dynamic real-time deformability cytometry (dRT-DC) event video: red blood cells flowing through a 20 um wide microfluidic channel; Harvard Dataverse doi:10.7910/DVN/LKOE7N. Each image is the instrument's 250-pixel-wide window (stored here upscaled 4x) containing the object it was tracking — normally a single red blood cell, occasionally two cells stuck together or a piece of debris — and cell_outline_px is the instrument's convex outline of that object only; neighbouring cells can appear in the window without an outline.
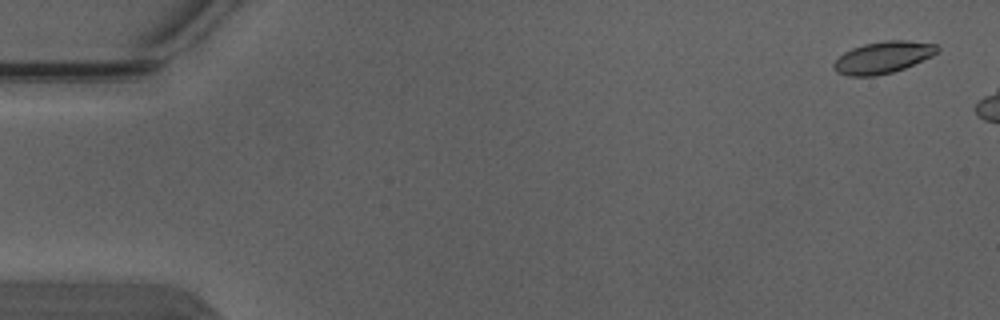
{"species": "Egyptian fruit bat (a non-hibernating species)", "species_latin": "Rousettus aegyptiacus", "temperature_condition": "warm", "stored_images_in_passage": 4, "camera_frame_rate_fps": 3000, "um_per_image_px": 0.085, "animal": {"sex": "male"}, "frame": {"image": 1, "passage_image": 1, "time_ms": 0.0, "image_size_px": [1000, 320], "cell_outline_px": [[940, 48], [932, 56], [904, 68], [892, 72], [876, 76], [848, 76], [836, 72], [832, 68], [832, 64], [844, 52], [852, 48], [864, 44], [884, 40], [908, 40], [936, 44]], "centroid_in_image_um": [75.03, 4.88], "position_along_channel_um": 10.0, "area_um2": 19.25}}